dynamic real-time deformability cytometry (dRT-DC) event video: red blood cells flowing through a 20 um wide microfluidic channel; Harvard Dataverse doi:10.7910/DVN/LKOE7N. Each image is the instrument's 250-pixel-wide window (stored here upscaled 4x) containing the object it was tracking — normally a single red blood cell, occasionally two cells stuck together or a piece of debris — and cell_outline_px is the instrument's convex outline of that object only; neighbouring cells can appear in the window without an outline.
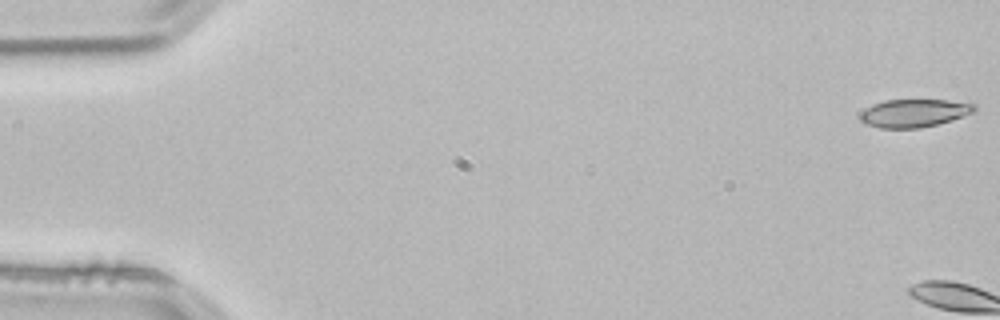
{"species": "common noctule bat (a hibernating species)", "species_latin": "Nyctalus noctula", "temperature_condition": "room temperature", "stored_images_in_passage": 4, "camera_frame_rate_fps": 3000, "um_per_image_px": 0.085, "animal": {"sex": "male", "body_mass_g": 21.5, "forearm_length_mm": 52.0}, "frame": {"image": 1, "passage_image": 1, "time_ms": 0.0, "image_size_px": [1000, 320], "cell_outline_px": [[976, 108], [972, 112], [936, 124], [920, 128], [880, 128], [864, 124], [860, 120], [860, 112], [872, 104], [884, 100], [948, 100], [976, 104]], "centroid_in_image_um": [77.62, 9.61], "position_along_channel_um": 7.4, "area_um2": 18.44}}